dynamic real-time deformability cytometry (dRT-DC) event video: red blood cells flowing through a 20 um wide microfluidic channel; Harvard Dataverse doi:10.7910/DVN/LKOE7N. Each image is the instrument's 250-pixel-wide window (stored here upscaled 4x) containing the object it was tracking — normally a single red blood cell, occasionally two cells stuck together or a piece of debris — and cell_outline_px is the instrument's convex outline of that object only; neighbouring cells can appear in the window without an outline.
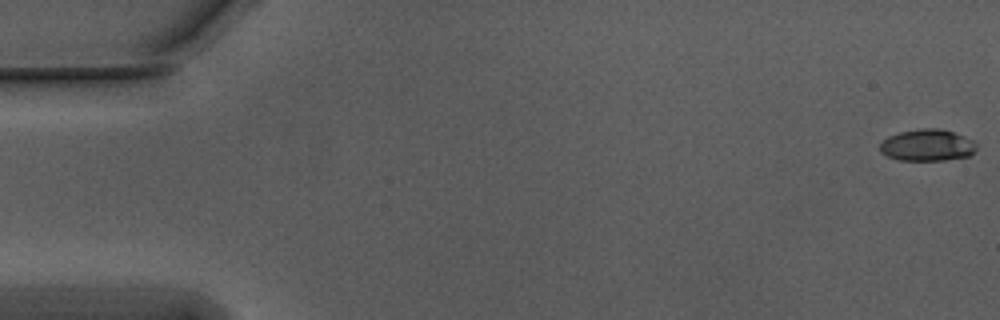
{"species": "Egyptian fruit bat (a non-hibernating species)", "species_latin": "Rousettus aegyptiacus", "temperature_condition": "warm", "stored_images_in_passage": 11, "camera_frame_rate_fps": 3000, "um_per_image_px": 0.085, "animal": {"sex": "male"}, "frame": {"image": 1, "passage_image": 1, "time_ms": 0.0, "image_size_px": [1000, 320], "cell_outline_px": [[976, 152], [968, 156], [944, 160], [900, 160], [888, 156], [880, 152], [880, 144], [888, 136], [900, 132], [920, 128], [940, 128], [976, 140]], "centroid_in_image_um": [78.85, 12.33], "position_along_channel_um": 6.1, "area_um2": 17.92}}